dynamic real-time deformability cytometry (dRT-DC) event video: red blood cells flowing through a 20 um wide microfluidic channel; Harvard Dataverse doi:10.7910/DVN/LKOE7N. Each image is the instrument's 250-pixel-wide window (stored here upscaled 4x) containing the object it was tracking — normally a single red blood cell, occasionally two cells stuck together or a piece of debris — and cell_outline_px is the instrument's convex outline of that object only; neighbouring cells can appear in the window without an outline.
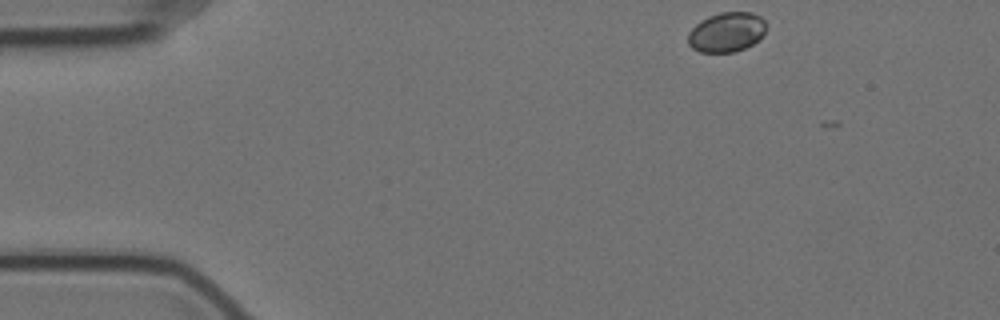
{"species": "Egyptian fruit bat (a non-hibernating species)", "species_latin": "Rousettus aegyptiacus", "temperature_condition": "cold", "stored_images_in_passage": 2, "camera_frame_rate_fps": 3000, "um_per_image_px": 0.085, "animal": {"sex": "female"}, "frame": {"image": 1, "passage_image": 1, "time_ms": 0.0, "image_size_px": [1000, 320], "cell_outline_px": [[764, 36], [752, 44], [736, 52], [700, 52], [692, 48], [688, 44], [688, 32], [700, 20], [708, 16], [720, 12], [752, 12], [760, 16], [764, 20]], "centroid_in_image_um": [61.74, 2.73], "position_along_channel_um": 23.3, "area_um2": 18.15}}